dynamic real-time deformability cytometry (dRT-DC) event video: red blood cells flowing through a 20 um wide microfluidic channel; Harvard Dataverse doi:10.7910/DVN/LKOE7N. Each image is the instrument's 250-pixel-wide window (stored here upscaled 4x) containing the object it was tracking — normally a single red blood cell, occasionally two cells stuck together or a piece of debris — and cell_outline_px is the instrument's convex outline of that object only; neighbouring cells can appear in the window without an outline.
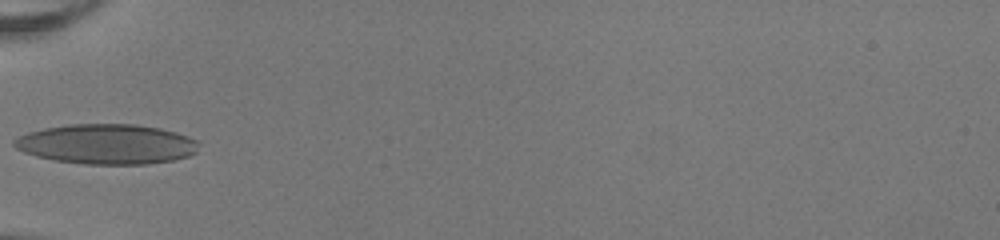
{"species": "human", "species_latin": "Homo sapiens", "temperature_condition": "room temperature", "stored_images_in_passage": 30, "camera_frame_rate_fps": 3000, "um_per_image_px": 0.085, "donor": {"sex": "female"}, "frame": {"image": 1, "passage_image": 1, "time_ms": 0.0, "image_size_px": [1000, 240], "cell_outline_px": [[200, 140], [196, 152], [188, 156], [172, 160], [148, 164], [84, 164], [56, 160], [36, 156], [24, 152], [16, 148], [12, 144], [12, 140], [28, 132], [44, 128], [68, 124], [136, 124], [160, 128], [176, 132]], "centroid_in_image_um": [9.09, 12.24], "position_along_channel_um": 75.9, "area_um2": 43.18}}
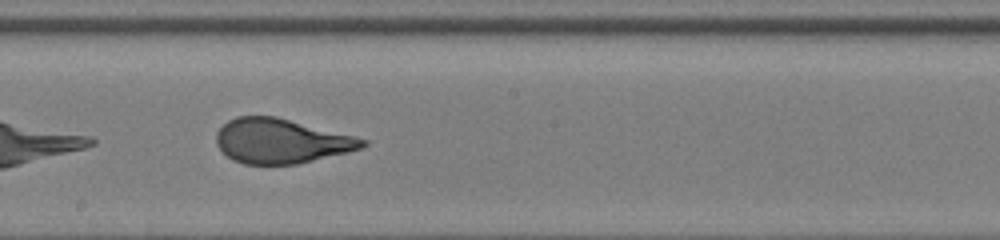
{"frame": {"image": 2, "passage_image": 12, "time_ms": 3.667, "image_size_px": [1000, 240], "cell_outline_px": [[368, 144], [364, 148], [348, 152], [296, 164], [244, 164], [232, 160], [216, 144], [216, 132], [228, 120], [236, 116], [276, 116], [368, 140]], "centroid_in_image_um": [23.88, 11.99], "position_along_channel_um": 224.3, "area_um2": 37.8}}
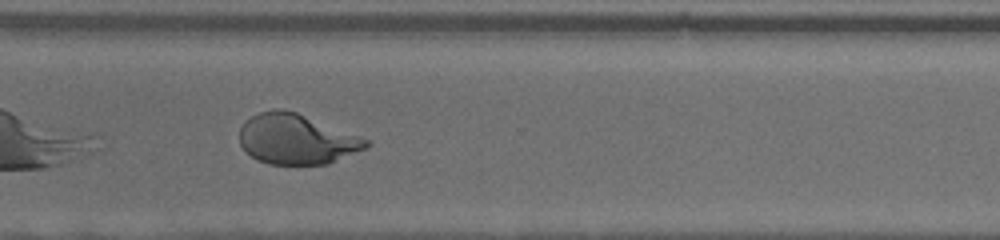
{"frame": {"image": 3, "passage_image": 21, "time_ms": 6.667, "image_size_px": [1000, 240], "cell_outline_px": [[372, 144], [364, 148], [328, 164], [296, 168], [268, 164], [256, 160], [240, 144], [240, 128], [252, 116], [260, 112], [272, 108], [284, 108], [296, 112], [360, 136], [368, 140]], "centroid_in_image_um": [25.19, 11.87], "position_along_channel_um": 345.4, "area_um2": 37.57}, "authors_computed_cell_mechanics": {"area_um2": 38.5237, "velocity_mm_per_s": 4.0413, "shape_relaxation_time_tau1_ms": 8.5871, "shape_relaxation_time_tau2_ms": null, "deformation_change_tau1": 0.3265, "deformation_change_tau2": null}}